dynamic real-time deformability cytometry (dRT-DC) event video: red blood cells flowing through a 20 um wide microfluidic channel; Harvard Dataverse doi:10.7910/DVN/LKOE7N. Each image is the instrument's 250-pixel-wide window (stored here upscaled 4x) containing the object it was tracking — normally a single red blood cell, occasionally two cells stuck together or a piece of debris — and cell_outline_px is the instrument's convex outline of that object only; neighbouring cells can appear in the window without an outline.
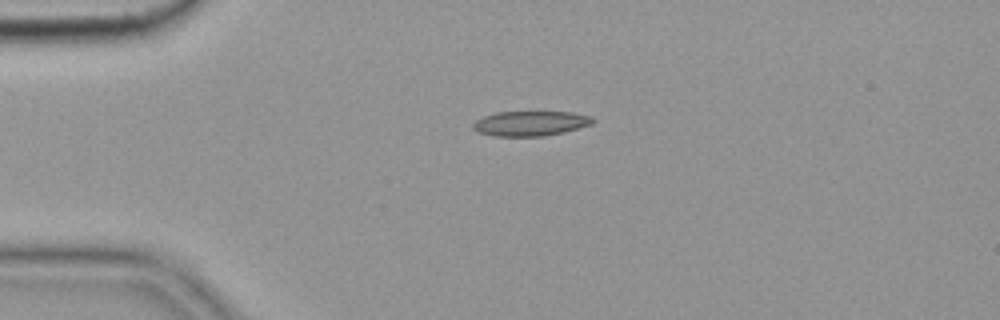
{"species": "common noctule bat (a hibernating species)", "species_latin": "Nyctalus noctula", "temperature_condition": "cold", "stored_images_in_passage": 43, "camera_frame_rate_fps": 3000, "um_per_image_px": 0.085, "animal": {"sex": "female", "body_mass_g": 19.9}, "frame": {"image": 1, "passage_image": 1, "time_ms": 0.0, "image_size_px": [1000, 320], "cell_outline_px": [[592, 124], [564, 132], [544, 136], [492, 136], [476, 132], [472, 128], [472, 124], [476, 120], [484, 116], [496, 112], [572, 112], [592, 116]], "centroid_in_image_um": [45.04, 10.49], "position_along_channel_um": 40.0, "area_um2": 17.4}}
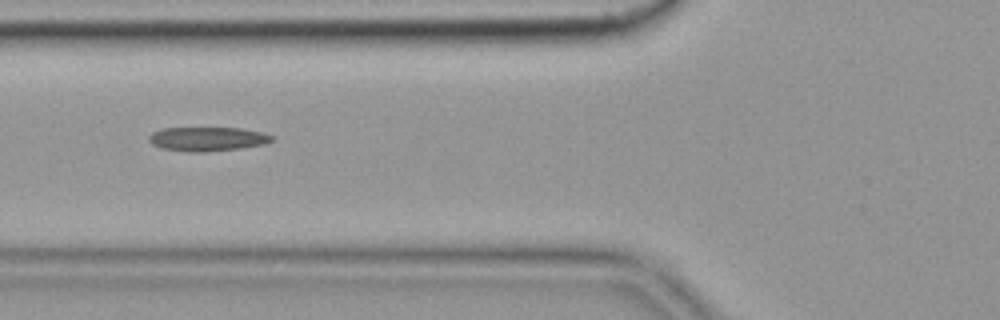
{"frame": {"image": 2, "passage_image": 9, "time_ms": 2.667, "image_size_px": [1000, 320], "cell_outline_px": [[272, 140], [264, 144], [240, 148], [208, 152], [188, 152], [160, 148], [152, 144], [148, 140], [148, 136], [152, 132], [164, 128], [244, 128], [264, 132], [272, 136]], "centroid_in_image_um": [17.61, 11.81], "position_along_channel_um": 108.2, "area_um2": 17.4}}
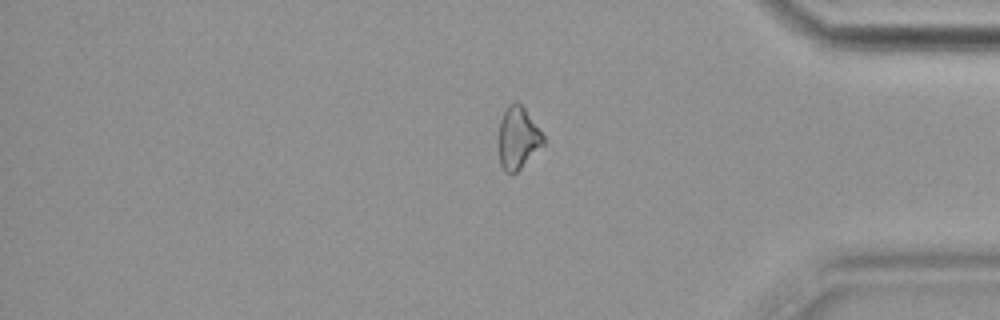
{"frame": {"image": 3, "passage_image": 34, "time_ms": 11.0, "image_size_px": [1000, 320], "cell_outline_px": [[544, 144], [516, 172], [504, 172], [500, 164], [496, 144], [500, 120], [508, 104], [516, 100], [524, 108], [544, 136]], "centroid_in_image_um": [43.96, 11.72], "position_along_channel_um": 391.2, "area_um2": 16.36}}